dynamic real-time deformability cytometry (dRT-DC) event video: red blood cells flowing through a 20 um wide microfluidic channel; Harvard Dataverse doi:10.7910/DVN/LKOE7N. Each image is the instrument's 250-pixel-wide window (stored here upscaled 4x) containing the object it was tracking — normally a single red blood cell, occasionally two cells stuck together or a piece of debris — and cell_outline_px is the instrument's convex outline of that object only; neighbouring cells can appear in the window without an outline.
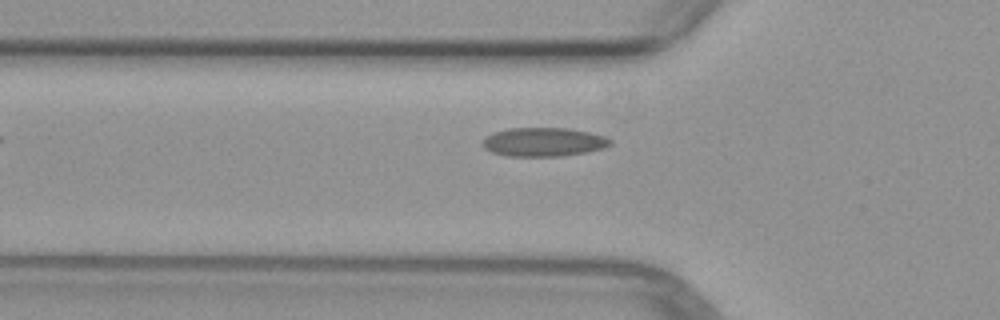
{"species": "common noctule bat (a hibernating species)", "species_latin": "Nyctalus noctula", "temperature_condition": "warm", "stored_images_in_passage": 4, "camera_frame_rate_fps": 3000, "um_per_image_px": 0.085, "animal": {"sex": "female", "body_mass_g": 29.2, "forearm_length_mm": 56.3}, "frame": {"image": 1, "passage_image": 4, "time_ms": 4.667, "image_size_px": [1000, 320], "cell_outline_px": [[612, 144], [604, 148], [584, 152], [560, 156], [504, 156], [492, 152], [484, 148], [484, 140], [492, 132], [508, 128], [568, 128], [588, 132], [604, 136], [612, 140]], "centroid_in_image_um": [46.21, 12.07], "position_along_channel_um": 79.6, "area_um2": 21.33}}